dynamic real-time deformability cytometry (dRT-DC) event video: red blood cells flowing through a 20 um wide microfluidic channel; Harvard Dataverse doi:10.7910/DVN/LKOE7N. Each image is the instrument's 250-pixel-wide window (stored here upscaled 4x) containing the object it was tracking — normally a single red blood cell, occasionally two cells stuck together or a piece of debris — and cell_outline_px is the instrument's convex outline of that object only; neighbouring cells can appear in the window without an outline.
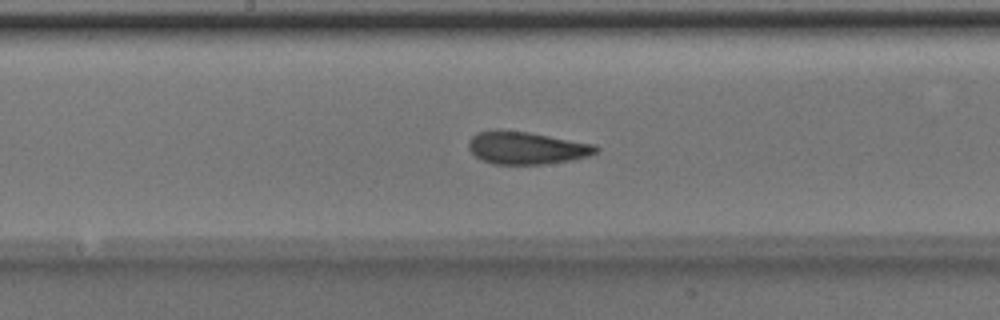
{"species": "Egyptian fruit bat (a non-hibernating species)", "species_latin": "Rousettus aegyptiacus", "temperature_condition": "room temperature", "stored_images_in_passage": 52, "segment_of_instrument_passage": [1, 2], "camera_frame_rate_fps": 3000, "um_per_image_px": 0.085, "animal": {"sex": "male"}, "frame": {"image": 1, "passage_image": 27, "time_ms": 8.667, "image_size_px": [1000, 320], "cell_outline_px": [[600, 148], [596, 152], [588, 156], [572, 160], [544, 164], [492, 164], [476, 156], [468, 148], [468, 140], [476, 132], [496, 128], [528, 132], [596, 144]], "centroid_in_image_um": [44.73, 12.55], "position_along_channel_um": 203.5, "area_um2": 24.45}}
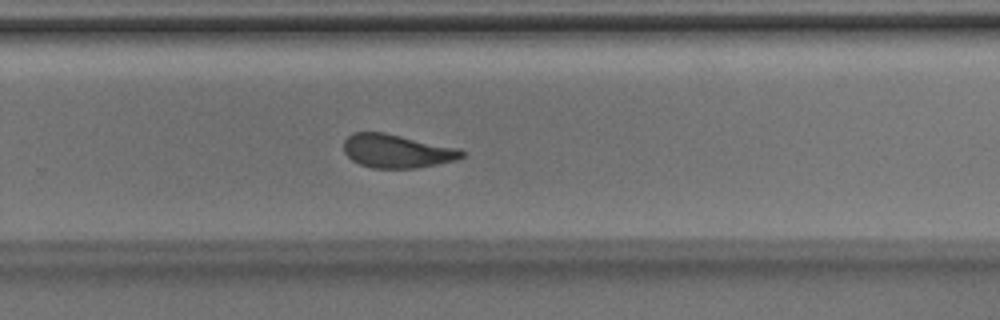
{"frame": {"image": 2, "passage_image": 34, "time_ms": 11.0, "image_size_px": [1000, 320], "cell_outline_px": [[464, 156], [456, 160], [416, 168], [372, 168], [360, 164], [352, 160], [344, 152], [344, 140], [352, 132], [384, 132], [460, 148], [464, 152]], "centroid_in_image_um": [33.73, 12.83], "position_along_channel_um": 296.1, "area_um2": 23.12}}
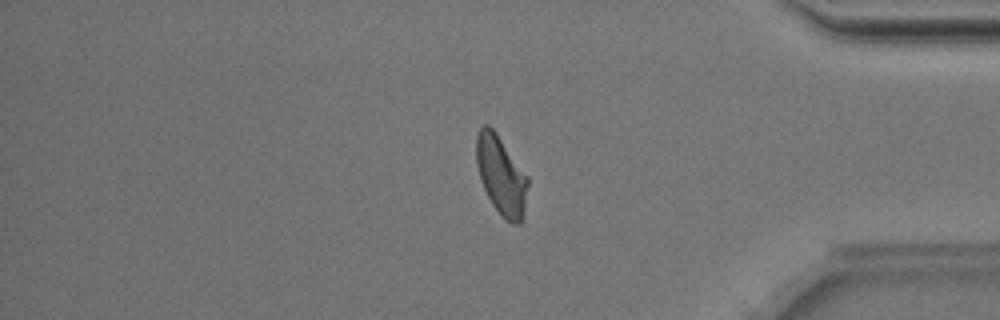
{"frame": {"image": 3, "passage_image": 43, "time_ms": 14.0, "image_size_px": [1000, 320], "cell_outline_px": [[528, 184], [524, 208], [520, 224], [512, 224], [504, 220], [500, 216], [492, 204], [480, 180], [476, 164], [476, 136], [480, 128], [484, 124], [488, 124], [496, 132], [528, 176]], "centroid_in_image_um": [42.58, 14.91], "position_along_channel_um": 392.6, "area_um2": 23.7}}